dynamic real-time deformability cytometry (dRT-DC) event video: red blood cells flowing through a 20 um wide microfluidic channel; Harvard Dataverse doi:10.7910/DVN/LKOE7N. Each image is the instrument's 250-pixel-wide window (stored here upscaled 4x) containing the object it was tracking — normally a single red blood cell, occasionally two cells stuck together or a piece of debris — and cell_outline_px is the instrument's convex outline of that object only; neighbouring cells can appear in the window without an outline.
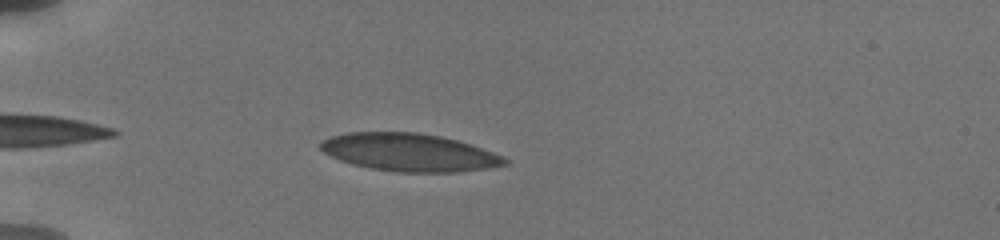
{"species": "human", "species_latin": "Homo sapiens", "temperature_condition": "cold", "stored_images_in_passage": 10, "camera_frame_rate_fps": 3000, "um_per_image_px": 0.085, "donor": {"sex": "male"}, "frame": {"image": 1, "passage_image": 6, "time_ms": 1.0, "image_size_px": [1000, 240], "cell_outline_px": [[512, 160], [508, 164], [460, 172], [400, 172], [372, 168], [352, 164], [340, 160], [324, 152], [320, 148], [320, 144], [324, 140], [332, 136], [348, 132], [416, 132], [440, 136], [456, 140], [504, 156]], "centroid_in_image_um": [34.81, 12.95], "position_along_channel_um": 50.2, "area_um2": 40.23}}